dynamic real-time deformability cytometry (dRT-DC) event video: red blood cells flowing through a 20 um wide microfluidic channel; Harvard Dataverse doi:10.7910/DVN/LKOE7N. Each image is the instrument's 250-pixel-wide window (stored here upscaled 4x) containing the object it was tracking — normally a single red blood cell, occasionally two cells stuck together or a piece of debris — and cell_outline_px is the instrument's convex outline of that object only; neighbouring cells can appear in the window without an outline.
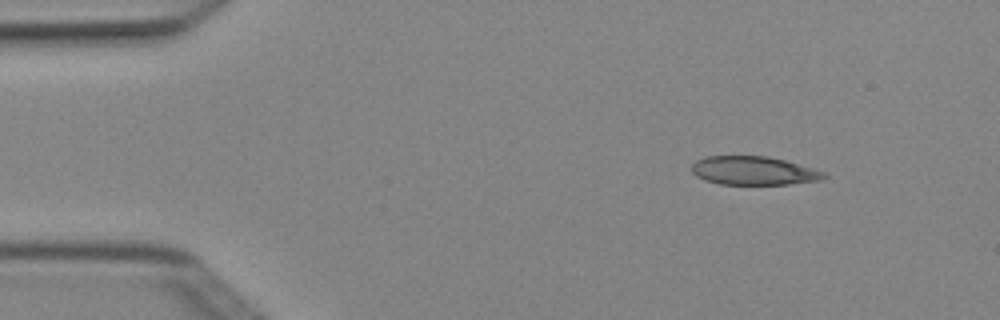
{"species": "Egyptian fruit bat (a non-hibernating species)", "species_latin": "Rousettus aegyptiacus", "temperature_condition": "cold", "stored_images_in_passage": 4, "segment_of_instrument_passage": [2, 2], "camera_frame_rate_fps": 3000, "um_per_image_px": 0.085, "animal": {"sex": "female"}, "frame": {"image": 1, "passage_image": 4, "time_ms": 1.0, "image_size_px": [1000, 320], "cell_outline_px": [[828, 176], [820, 180], [788, 184], [720, 184], [704, 180], [696, 176], [692, 172], [692, 164], [696, 160], [704, 156], [768, 156], [784, 160], [812, 168], [824, 172]], "centroid_in_image_um": [64.02, 14.5], "position_along_channel_um": 21.0, "area_um2": 21.96}}